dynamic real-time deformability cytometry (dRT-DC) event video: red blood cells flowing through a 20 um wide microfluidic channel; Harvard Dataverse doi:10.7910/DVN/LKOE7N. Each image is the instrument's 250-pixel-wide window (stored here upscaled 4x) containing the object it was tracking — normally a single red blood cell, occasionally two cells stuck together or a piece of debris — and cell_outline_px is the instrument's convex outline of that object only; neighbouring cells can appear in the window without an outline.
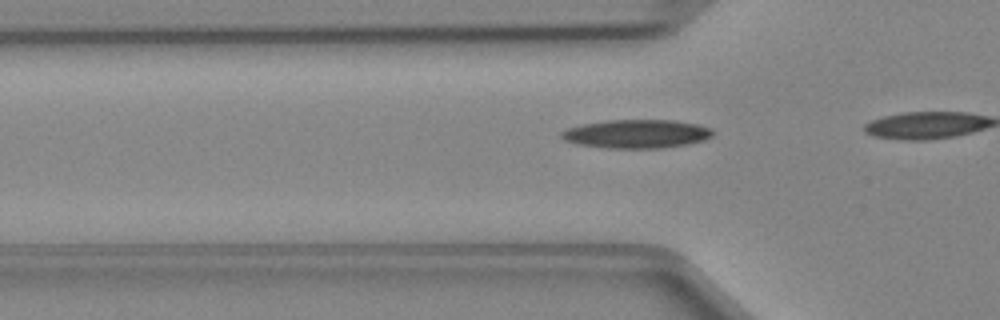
{"species": "Egyptian fruit bat (a non-hibernating species)", "species_latin": "Rousettus aegyptiacus", "temperature_condition": "cold", "stored_images_in_passage": 6, "camera_frame_rate_fps": 3000, "um_per_image_px": 0.085, "animal": {"sex": "female"}, "frame": {"image": 1, "passage_image": 4, "time_ms": 1.0, "image_size_px": [1000, 320], "cell_outline_px": [[716, 132], [712, 136], [704, 140], [688, 144], [664, 148], [604, 148], [576, 144], [564, 140], [560, 136], [560, 132], [568, 128], [584, 124], [608, 120], [676, 120], [696, 124], [712, 128]], "centroid_in_image_um": [54.13, 11.38], "position_along_channel_um": 71.7, "area_um2": 25.43}}